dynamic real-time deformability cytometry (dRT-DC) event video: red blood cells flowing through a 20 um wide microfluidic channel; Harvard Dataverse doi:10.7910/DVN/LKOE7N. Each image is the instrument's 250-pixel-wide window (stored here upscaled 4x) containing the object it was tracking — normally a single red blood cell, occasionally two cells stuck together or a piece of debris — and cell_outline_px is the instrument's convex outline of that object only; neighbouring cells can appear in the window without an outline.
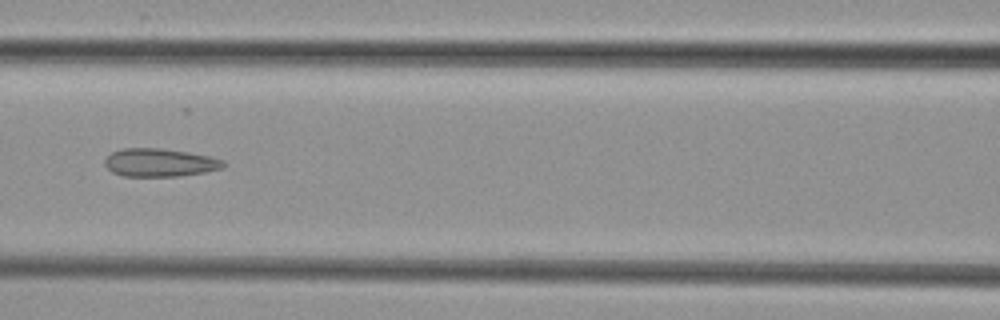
{"species": "common noctule bat (a hibernating species)", "species_latin": "Nyctalus noctula", "temperature_condition": "cold", "stored_images_in_passage": 7, "camera_frame_rate_fps": 3000, "um_per_image_px": 0.085, "animal": {"sex": "female", "body_mass_g": 29.2, "forearm_length_mm": 56.3}, "frame": {"image": 1, "passage_image": 7, "time_ms": 7.0, "image_size_px": [1000, 320], "cell_outline_px": [[228, 164], [224, 168], [204, 172], [176, 176], [124, 176], [112, 172], [104, 164], [104, 160], [112, 152], [124, 148], [160, 148], [188, 152], [208, 156], [224, 160]], "centroid_in_image_um": [13.6, 13.82], "position_along_channel_um": 153.0, "area_um2": 19.42}}